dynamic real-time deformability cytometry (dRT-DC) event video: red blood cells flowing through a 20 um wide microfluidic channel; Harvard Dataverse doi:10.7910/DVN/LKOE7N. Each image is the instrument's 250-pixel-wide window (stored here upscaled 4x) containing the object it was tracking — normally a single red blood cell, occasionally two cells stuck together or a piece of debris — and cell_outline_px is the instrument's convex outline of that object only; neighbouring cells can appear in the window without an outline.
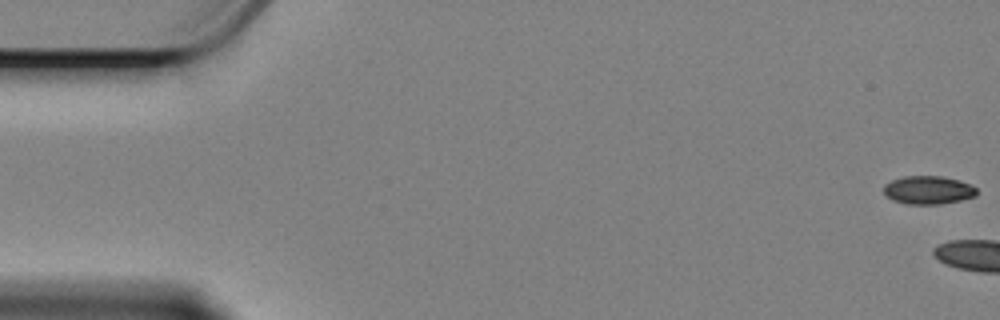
{"species": "Egyptian fruit bat (a non-hibernating species)", "species_latin": "Rousettus aegyptiacus", "temperature_condition": "cold", "stored_images_in_passage": 5, "camera_frame_rate_fps": 3000, "um_per_image_px": 0.085, "animal": {"sex": "female"}, "frame": {"image": 1, "passage_image": 1, "time_ms": 0.0, "image_size_px": [1000, 320], "cell_outline_px": [[976, 196], [960, 200], [940, 204], [908, 204], [892, 200], [884, 192], [884, 184], [892, 180], [904, 176], [940, 176], [960, 180], [976, 188]], "centroid_in_image_um": [78.89, 16.15], "position_along_channel_um": 6.1, "area_um2": 15.2}}